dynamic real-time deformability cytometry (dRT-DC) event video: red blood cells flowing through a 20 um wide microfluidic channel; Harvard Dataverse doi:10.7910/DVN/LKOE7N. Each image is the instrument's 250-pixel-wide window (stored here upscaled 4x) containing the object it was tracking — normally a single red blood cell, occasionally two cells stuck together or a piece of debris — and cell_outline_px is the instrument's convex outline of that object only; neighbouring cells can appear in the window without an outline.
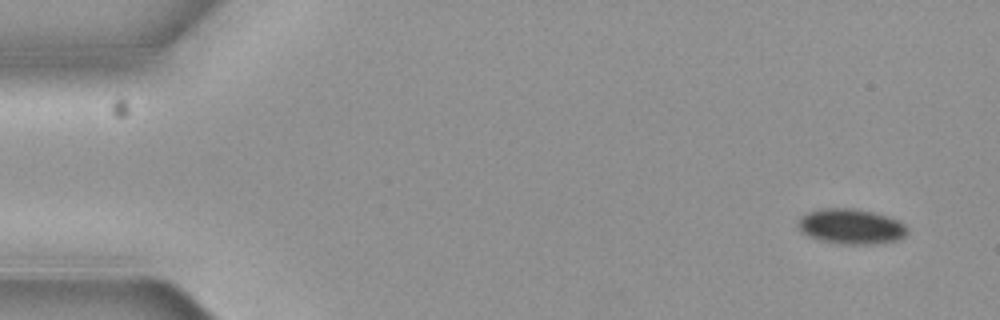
{"species": "common noctule bat (a hibernating species)", "species_latin": "Nyctalus noctula", "temperature_condition": "cold", "stored_images_in_passage": 6, "camera_frame_rate_fps": 3000, "um_per_image_px": 0.085, "animal": {"sex": "female", "body_mass_g": 19.3, "forearm_length_mm": 54.1}, "frame": {"image": 1, "passage_image": 1, "time_ms": 0.0, "image_size_px": [1000, 320], "cell_outline_px": [[908, 232], [904, 236], [896, 240], [872, 244], [844, 244], [820, 240], [808, 236], [796, 224], [796, 220], [800, 216], [808, 212], [820, 208], [856, 208], [888, 216], [904, 224], [908, 228]], "centroid_in_image_um": [72.31, 19.23], "position_along_channel_um": 12.7, "area_um2": 22.43}}
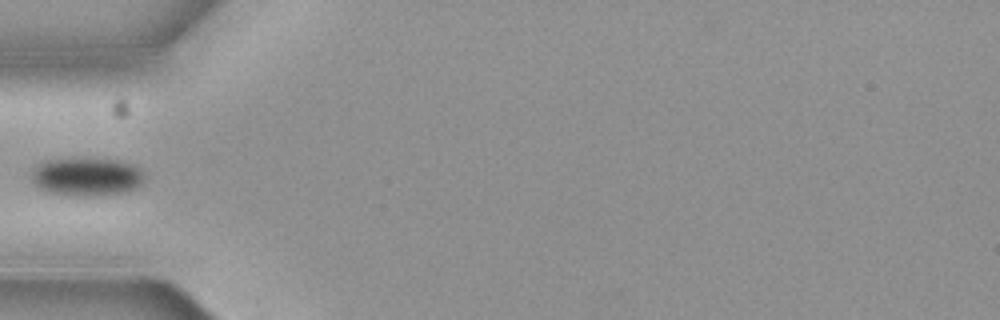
{"frame": {"image": 2, "passage_image": 5, "time_ms": 1.333, "image_size_px": [1000, 320], "cell_outline_px": [[144, 180], [136, 188], [128, 192], [96, 196], [68, 196], [48, 192], [40, 188], [32, 180], [32, 172], [40, 164], [48, 160], [120, 160], [136, 164], [144, 172]], "centroid_in_image_um": [7.45, 15.06], "position_along_channel_um": 77.5, "area_um2": 25.03}}
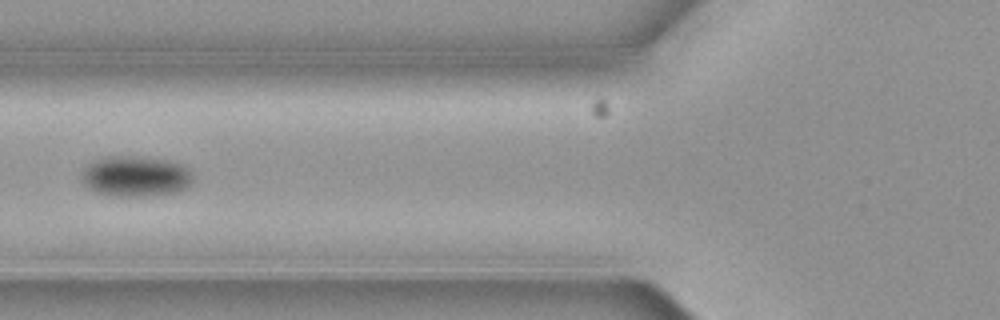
{"frame": {"image": 3, "passage_image": 6, "time_ms": 1.667, "image_size_px": [1000, 320], "cell_outline_px": [[192, 184], [188, 188], [180, 192], [152, 196], [108, 196], [96, 192], [88, 188], [84, 184], [80, 176], [80, 172], [92, 160], [104, 156], [124, 156], [164, 160], [180, 164], [188, 168], [192, 172]], "centroid_in_image_um": [11.5, 15.01], "position_along_channel_um": 114.3, "area_um2": 26.76}}